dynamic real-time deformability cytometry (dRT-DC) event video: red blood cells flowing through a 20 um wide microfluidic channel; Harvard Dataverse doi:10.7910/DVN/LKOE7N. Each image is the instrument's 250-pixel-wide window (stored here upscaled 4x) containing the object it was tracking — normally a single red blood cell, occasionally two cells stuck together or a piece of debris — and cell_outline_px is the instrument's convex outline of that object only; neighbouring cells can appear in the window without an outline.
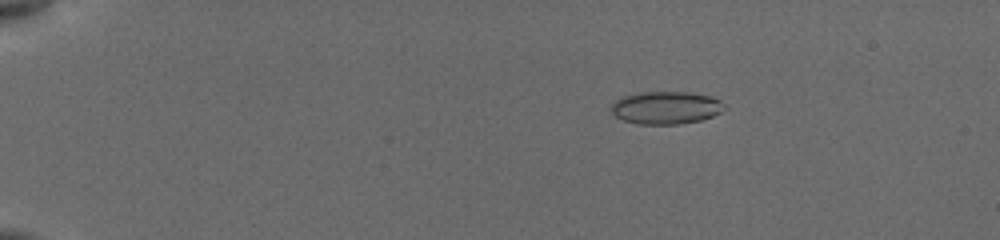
{"species": "common noctule bat (a hibernating species)", "species_latin": "Nyctalus noctula", "temperature_condition": "cold", "stored_images_in_passage": 67, "camera_frame_rate_fps": 3000, "um_per_image_px": 0.085, "animal": {"sex": "female", "body_mass_g": 19.5, "forearm_length_mm": 54.1}, "frame": {"image": 1, "passage_image": 14, "time_ms": 3.333, "image_size_px": [1000, 240], "cell_outline_px": [[728, 108], [712, 116], [700, 120], [680, 124], [640, 124], [624, 120], [616, 116], [608, 108], [616, 100], [624, 96], [636, 92], [688, 92], [708, 96], [720, 100]], "centroid_in_image_um": [56.6, 9.15], "position_along_channel_um": 28.4, "area_um2": 21.56}}
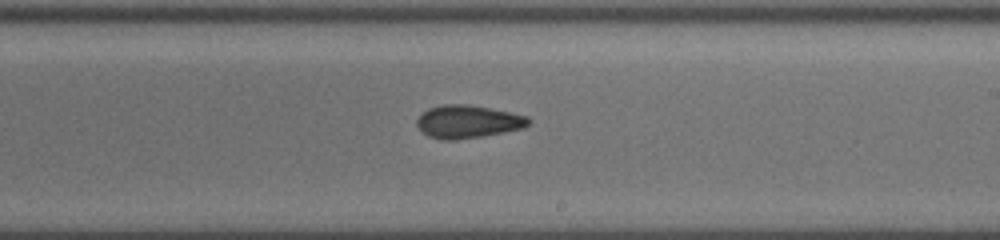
{"frame": {"image": 2, "passage_image": 43, "time_ms": 11.667, "image_size_px": [1000, 240], "cell_outline_px": [[532, 120], [524, 128], [484, 136], [456, 140], [440, 140], [428, 136], [416, 124], [416, 120], [428, 108], [444, 104], [468, 104], [528, 116]], "centroid_in_image_um": [39.77, 10.35], "position_along_channel_um": 249.2, "area_um2": 21.39}}
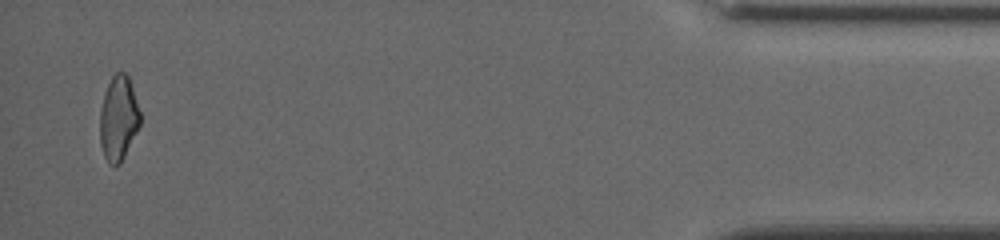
{"frame": {"image": 3, "passage_image": 65, "time_ms": 18.0, "image_size_px": [1000, 240], "cell_outline_px": [[140, 124], [120, 164], [108, 164], [104, 156], [100, 144], [100, 108], [104, 92], [112, 76], [116, 72], [124, 72], [128, 76], [140, 112]], "centroid_in_image_um": [10.05, 10.05], "position_along_channel_um": 425.2, "area_um2": 19.65}, "authors_computed_cell_mechanics": {"area_um2": 21.3282, "velocity_mm_per_s": 3.8285, "shape_relaxation_time_tau1_ms": 9.1923, "shape_relaxation_time_tau2_ms": 3.6681, "deformation_change_tau1": 0.1756, "deformation_change_tau2": 0.107}}